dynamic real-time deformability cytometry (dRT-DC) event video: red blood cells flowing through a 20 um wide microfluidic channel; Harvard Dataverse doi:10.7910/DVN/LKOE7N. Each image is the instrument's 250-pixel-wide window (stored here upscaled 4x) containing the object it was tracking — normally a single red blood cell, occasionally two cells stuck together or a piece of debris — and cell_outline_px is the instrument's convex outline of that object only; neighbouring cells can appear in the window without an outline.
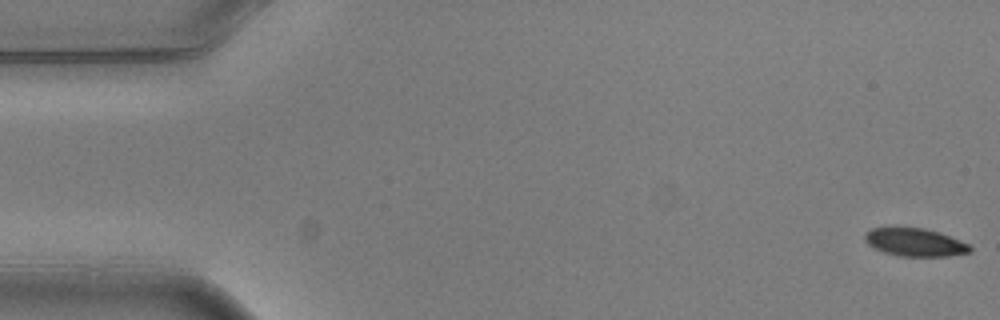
{"species": "common noctule bat (a hibernating species)", "species_latin": "Nyctalus noctula", "temperature_condition": "warm", "stored_images_in_passage": 4, "camera_frame_rate_fps": 3000, "um_per_image_px": 0.085, "animal": {"sex": "male", "body_mass_g": 20.5, "forearm_length_mm": 52.5}, "frame": {"image": 1, "passage_image": 1, "time_ms": 0.0, "image_size_px": [1000, 320], "cell_outline_px": [[972, 252], [948, 256], [900, 256], [884, 252], [868, 244], [864, 240], [864, 236], [872, 228], [924, 228], [948, 236], [968, 244], [972, 248]], "centroid_in_image_um": [77.78, 20.61], "position_along_channel_um": 7.2, "area_um2": 16.76}}